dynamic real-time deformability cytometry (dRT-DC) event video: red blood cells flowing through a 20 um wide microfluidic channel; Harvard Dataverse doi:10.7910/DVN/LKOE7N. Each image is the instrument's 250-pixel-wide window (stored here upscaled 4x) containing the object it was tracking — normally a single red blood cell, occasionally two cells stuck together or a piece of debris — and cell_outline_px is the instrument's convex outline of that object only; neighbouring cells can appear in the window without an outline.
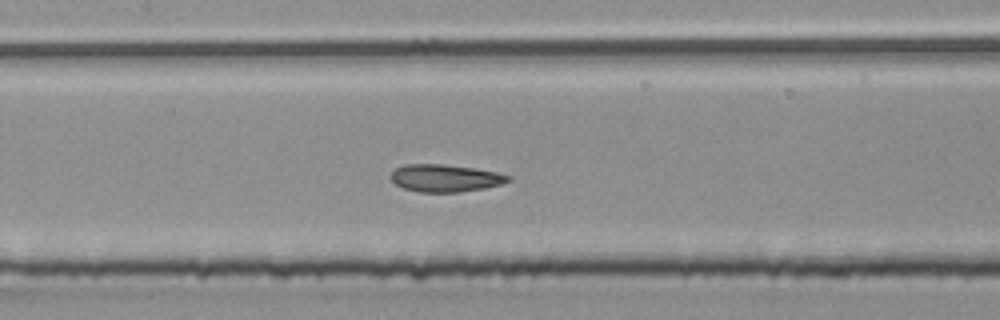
{"species": "common noctule bat (a hibernating species)", "species_latin": "Nyctalus noctula", "temperature_condition": "room temperature", "stored_images_in_passage": 7, "camera_frame_rate_fps": 3000, "um_per_image_px": 0.085, "animal": {"sex": "male", "body_mass_g": 20.4}, "frame": {"image": 1, "passage_image": 6, "time_ms": 1.667, "image_size_px": [1000, 320], "cell_outline_px": [[512, 180], [504, 184], [484, 188], [460, 192], [416, 192], [404, 188], [396, 184], [388, 176], [396, 168], [404, 164], [444, 164], [472, 168], [496, 172], [512, 176]], "centroid_in_image_um": [37.85, 15.14], "position_along_channel_um": 169.5, "area_um2": 18.9}}